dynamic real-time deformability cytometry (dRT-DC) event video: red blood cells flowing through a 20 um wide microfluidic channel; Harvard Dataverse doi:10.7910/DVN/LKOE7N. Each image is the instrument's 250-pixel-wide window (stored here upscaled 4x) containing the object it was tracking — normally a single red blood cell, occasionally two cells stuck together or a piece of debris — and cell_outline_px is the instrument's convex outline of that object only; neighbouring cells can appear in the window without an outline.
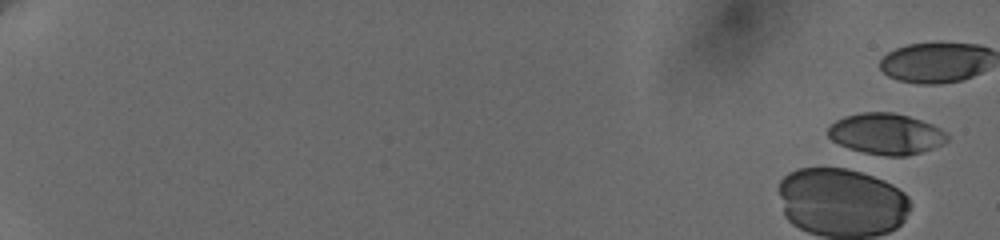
{"species": "human", "species_latin": "Homo sapiens", "temperature_condition": "cold", "stored_images_in_passage": 9, "camera_frame_rate_fps": 3000, "um_per_image_px": 0.085, "donor": {"sex": "female"}, "frame": {"image": 1, "passage_image": 1, "time_ms": 0.0, "image_size_px": [1000, 240], "cell_outline_px": [[948, 140], [932, 148], [908, 156], [884, 156], [864, 152], [848, 148], [832, 140], [828, 136], [828, 128], [836, 120], [844, 116], [860, 112], [892, 112], [908, 116], [932, 124], [940, 128], [948, 136]], "centroid_in_image_um": [75.29, 11.37], "position_along_channel_um": 9.7, "area_um2": 28.32}}